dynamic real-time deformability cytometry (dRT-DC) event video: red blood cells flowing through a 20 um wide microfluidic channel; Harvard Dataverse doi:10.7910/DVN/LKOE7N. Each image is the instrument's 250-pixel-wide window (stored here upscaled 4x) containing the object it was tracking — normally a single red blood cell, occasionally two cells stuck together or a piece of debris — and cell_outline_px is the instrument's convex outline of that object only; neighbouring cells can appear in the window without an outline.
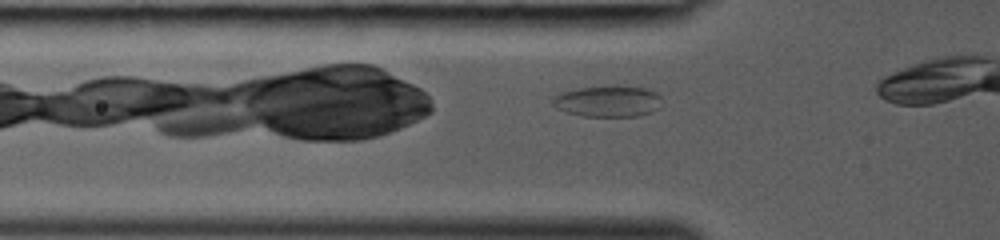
{"species": "common noctule bat (a hibernating species)", "species_latin": "Nyctalus noctula", "temperature_condition": "room temperature", "stored_images_in_passage": 8, "camera_frame_rate_fps": 3000, "um_per_image_px": 0.085, "animal": {"sex": "female", "body_mass_g": 19.0, "forearm_length_mm": 53.3}, "frame": {"image": 1, "passage_image": 4, "time_ms": 1.0, "image_size_px": [1000, 240], "cell_outline_px": [[660, 108], [652, 112], [640, 116], [580, 116], [556, 108], [552, 104], [552, 96], [560, 92], [580, 88], [648, 88], [656, 92], [660, 96]], "centroid_in_image_um": [51.66, 8.65], "position_along_channel_um": 74.1, "area_um2": 19.42}}
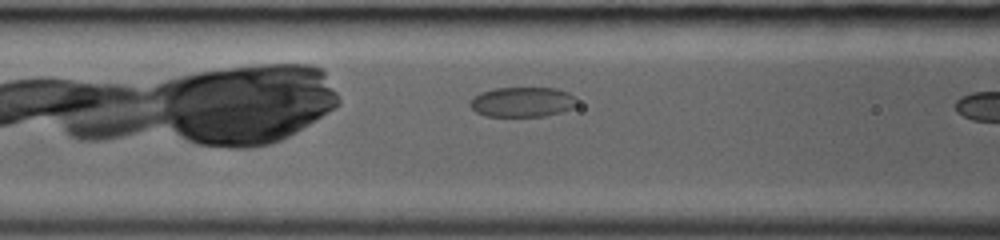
{"frame": {"image": 2, "passage_image": 7, "time_ms": 2.0, "image_size_px": [1000, 240], "cell_outline_px": [[576, 104], [572, 108], [560, 112], [544, 116], [484, 116], [476, 112], [468, 104], [472, 96], [480, 92], [496, 88], [556, 88], [568, 92], [576, 96]], "centroid_in_image_um": [44.37, 8.66], "position_along_channel_um": 122.2, "area_um2": 18.79}}